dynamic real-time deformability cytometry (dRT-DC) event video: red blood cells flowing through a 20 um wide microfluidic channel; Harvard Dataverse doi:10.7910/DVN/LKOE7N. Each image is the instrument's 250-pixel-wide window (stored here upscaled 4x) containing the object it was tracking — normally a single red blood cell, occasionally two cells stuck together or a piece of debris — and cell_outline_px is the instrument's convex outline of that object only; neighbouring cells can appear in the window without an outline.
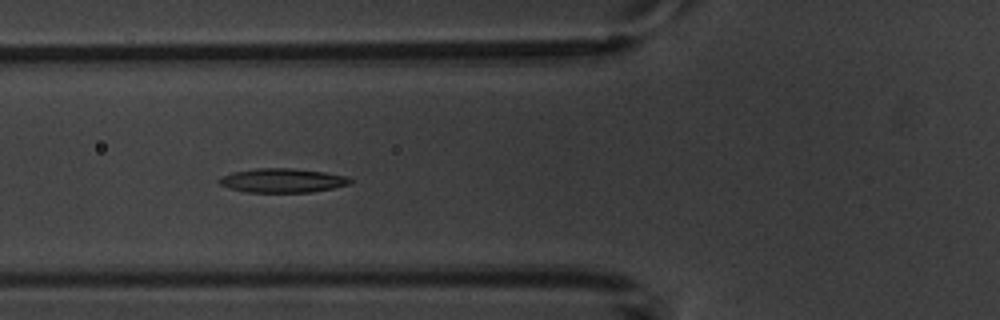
{"species": "common noctule bat (a hibernating species)", "species_latin": "Nyctalus noctula", "temperature_condition": "warm", "stored_images_in_passage": 8, "camera_frame_rate_fps": 3000, "um_per_image_px": 0.085, "animal": {"sex": "male", "body_mass_g": 20.1, "forearm_length_mm": 53.5}, "frame": {"image": 1, "passage_image": 4, "time_ms": 3.333, "image_size_px": [1000, 320], "cell_outline_px": [[352, 180], [348, 184], [332, 188], [312, 192], [244, 192], [228, 188], [220, 184], [216, 180], [220, 176], [232, 172], [256, 168], [292, 168], [324, 172], [348, 176]], "centroid_in_image_um": [23.95, 15.34], "position_along_channel_um": 101.9, "area_um2": 18.5}}
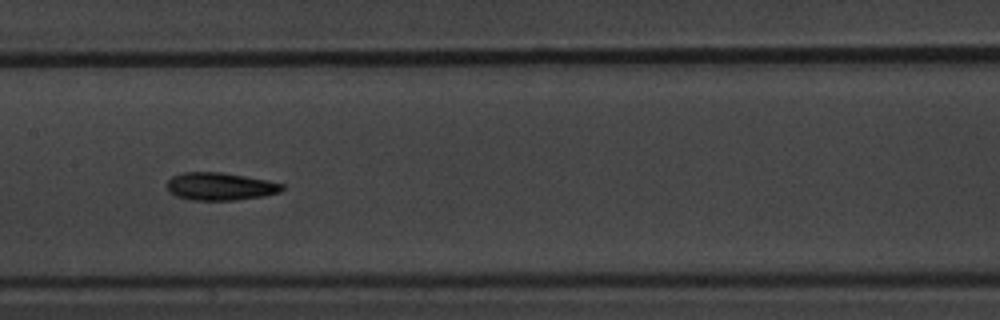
{"frame": {"image": 2, "passage_image": 6, "time_ms": 5.667, "image_size_px": [1000, 320], "cell_outline_px": [[284, 188], [280, 192], [264, 196], [232, 200], [192, 200], [176, 196], [168, 192], [164, 184], [172, 176], [184, 172], [224, 172], [268, 180], [284, 184]], "centroid_in_image_um": [18.68, 15.84], "position_along_channel_um": 188.7, "area_um2": 18.84}}
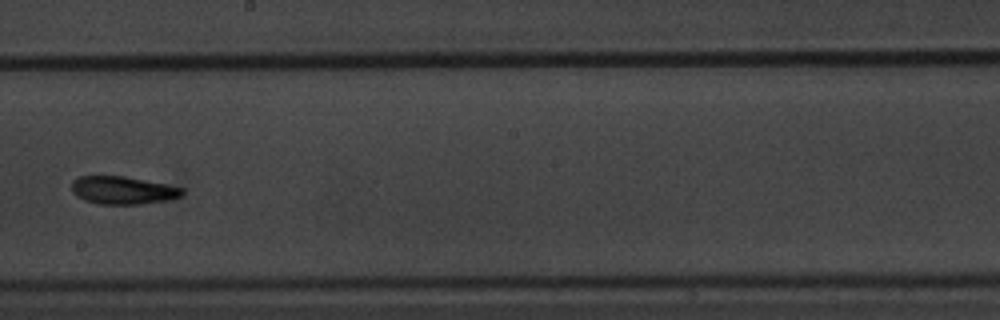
{"frame": {"image": 3, "passage_image": 7, "time_ms": 7.0, "image_size_px": [1000, 320], "cell_outline_px": [[184, 192], [180, 196], [168, 200], [140, 204], [96, 204], [84, 200], [76, 196], [72, 192], [72, 180], [80, 176], [124, 176], [184, 188]], "centroid_in_image_um": [10.4, 16.18], "position_along_channel_um": 237.8, "area_um2": 17.92}}